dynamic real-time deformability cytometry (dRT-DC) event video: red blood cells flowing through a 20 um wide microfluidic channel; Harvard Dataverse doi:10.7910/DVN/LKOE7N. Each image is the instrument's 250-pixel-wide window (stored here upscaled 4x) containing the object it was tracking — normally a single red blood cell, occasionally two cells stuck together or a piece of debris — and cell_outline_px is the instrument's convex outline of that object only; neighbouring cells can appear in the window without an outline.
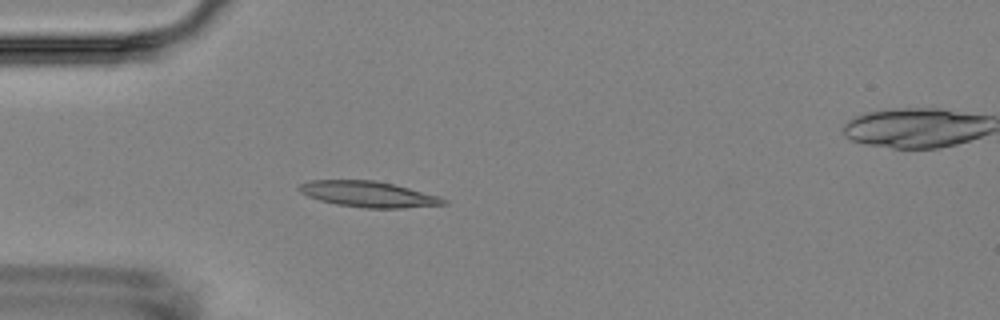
{"species": "Egyptian fruit bat (a non-hibernating species)", "species_latin": "Rousettus aegyptiacus", "temperature_condition": "room temperature", "stored_images_in_passage": 5, "camera_frame_rate_fps": 3000, "um_per_image_px": 0.085, "animal": {"sex": "female"}, "frame": {"image": 1, "passage_image": 5, "time_ms": 5.667, "image_size_px": [1000, 320], "cell_outline_px": [[448, 204], [404, 208], [364, 208], [336, 204], [320, 200], [308, 196], [300, 192], [296, 188], [300, 184], [312, 180], [376, 180], [440, 196], [448, 200]], "centroid_in_image_um": [31.32, 16.51], "position_along_channel_um": 53.7, "area_um2": 21.73}}